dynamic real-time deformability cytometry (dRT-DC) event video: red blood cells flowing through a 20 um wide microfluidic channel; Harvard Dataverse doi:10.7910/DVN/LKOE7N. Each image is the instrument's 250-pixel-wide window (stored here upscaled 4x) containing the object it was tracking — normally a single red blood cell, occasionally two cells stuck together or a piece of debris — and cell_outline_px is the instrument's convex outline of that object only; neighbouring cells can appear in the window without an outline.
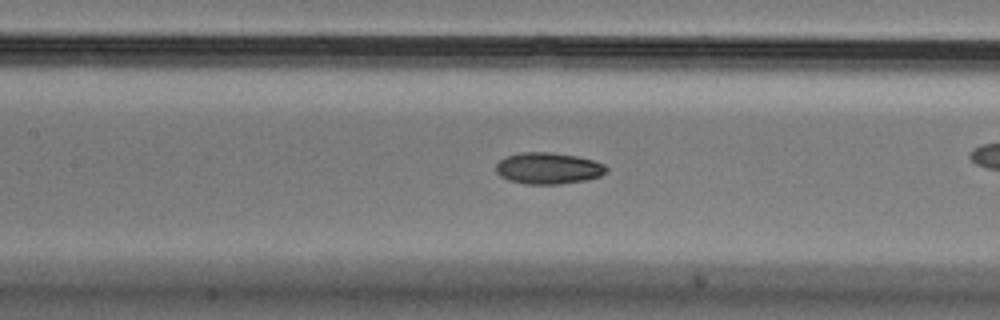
{"species": "Egyptian fruit bat (a non-hibernating species)", "species_latin": "Rousettus aegyptiacus", "temperature_condition": "cold", "stored_images_in_passage": 28, "camera_frame_rate_fps": 3000, "um_per_image_px": 0.085, "animal": {"sex": "male"}, "frame": {"image": 1, "passage_image": 9, "time_ms": 2.667, "image_size_px": [1000, 320], "cell_outline_px": [[608, 172], [600, 176], [588, 180], [560, 184], [524, 184], [508, 180], [500, 176], [496, 172], [496, 164], [504, 156], [520, 152], [552, 152], [576, 156], [592, 160], [604, 164], [608, 168]], "centroid_in_image_um": [46.6, 14.3], "position_along_channel_um": 160.8, "area_um2": 20.52}}
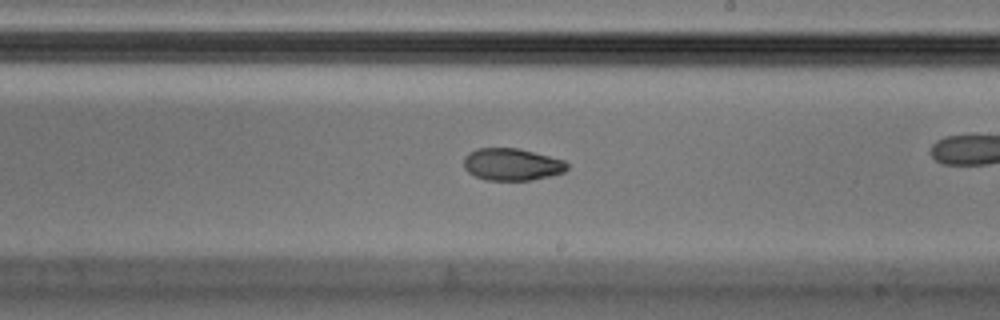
{"frame": {"image": 2, "passage_image": 16, "time_ms": 5.0, "image_size_px": [1000, 320], "cell_outline_px": [[568, 168], [564, 172], [532, 180], [488, 180], [476, 176], [468, 172], [464, 168], [464, 156], [468, 152], [476, 148], [520, 148], [564, 160], [568, 164]], "centroid_in_image_um": [43.5, 13.96], "position_along_channel_um": 245.5, "area_um2": 19.42}}